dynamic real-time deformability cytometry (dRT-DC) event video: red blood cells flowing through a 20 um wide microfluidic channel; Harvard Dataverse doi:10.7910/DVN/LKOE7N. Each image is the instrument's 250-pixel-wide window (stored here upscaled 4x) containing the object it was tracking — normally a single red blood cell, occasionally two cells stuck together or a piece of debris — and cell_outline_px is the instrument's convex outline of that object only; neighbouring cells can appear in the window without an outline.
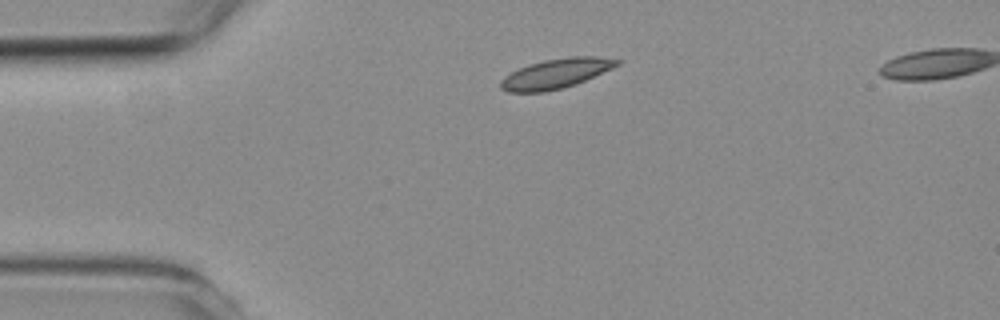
{"species": "common noctule bat (a hibernating species)", "species_latin": "Nyctalus noctula", "temperature_condition": "room temperature", "stored_images_in_passage": 3, "segment_of_instrument_passage": [1, 2], "camera_frame_rate_fps": 3000, "um_per_image_px": 0.085, "animal": {"sex": "female", "body_mass_g": 19.3, "forearm_length_mm": 54.1}, "frame": {"image": 1, "passage_image": 1, "time_ms": 0.0, "image_size_px": [1000, 320], "cell_outline_px": [[620, 64], [612, 68], [576, 84], [544, 92], [508, 92], [500, 88], [500, 80], [504, 76], [528, 64], [544, 60], [568, 56], [600, 56], [620, 60]], "centroid_in_image_um": [47.24, 6.24], "position_along_channel_um": 37.8, "area_um2": 20.11}}